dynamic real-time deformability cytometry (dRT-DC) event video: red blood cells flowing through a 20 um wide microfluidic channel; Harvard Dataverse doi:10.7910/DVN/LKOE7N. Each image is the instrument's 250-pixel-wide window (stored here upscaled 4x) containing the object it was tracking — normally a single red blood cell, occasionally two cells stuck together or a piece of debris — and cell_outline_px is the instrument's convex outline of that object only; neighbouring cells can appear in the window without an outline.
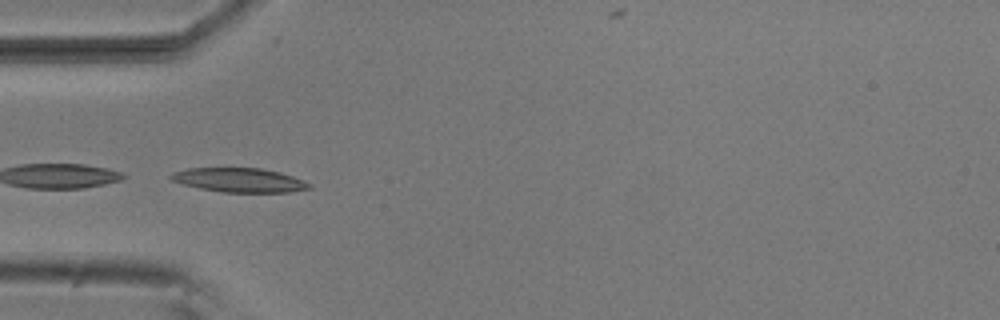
{"species": "common noctule bat (a hibernating species)", "species_latin": "Nyctalus noctula", "temperature_condition": "room temperature", "stored_images_in_passage": 7, "camera_frame_rate_fps": 3000, "um_per_image_px": 0.085, "animal": {"sex": "male", "body_mass_g": 20.5, "forearm_length_mm": 52.5}, "frame": {"image": 1, "passage_image": 5, "time_ms": 1.333, "image_size_px": [1000, 320], "cell_outline_px": [[312, 188], [292, 192], [220, 192], [200, 188], [184, 184], [172, 180], [168, 176], [172, 172], [188, 168], [260, 168], [280, 172], [304, 180], [312, 184]], "centroid_in_image_um": [20.37, 15.31], "position_along_channel_um": 64.6, "area_um2": 19.54}}
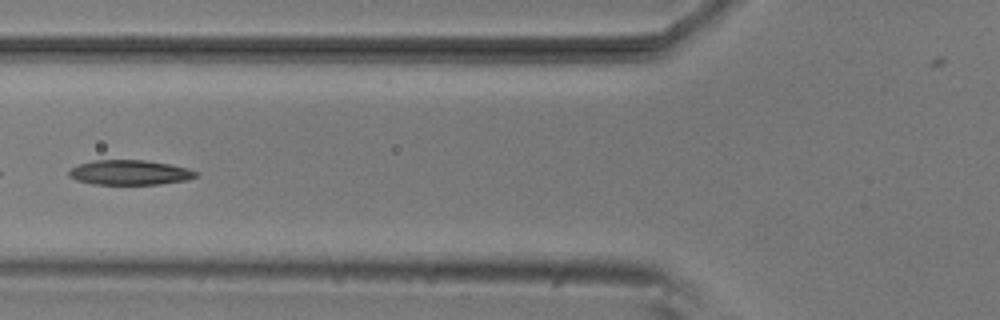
{"frame": {"image": 2, "passage_image": 6, "time_ms": 1.667, "image_size_px": [1000, 320], "cell_outline_px": [[200, 172], [196, 176], [188, 180], [160, 184], [92, 184], [76, 180], [68, 176], [68, 172], [72, 168], [80, 164], [92, 160], [144, 160], [168, 164], [188, 168]], "centroid_in_image_um": [11.04, 14.66], "position_along_channel_um": 114.8, "area_um2": 18.38}}
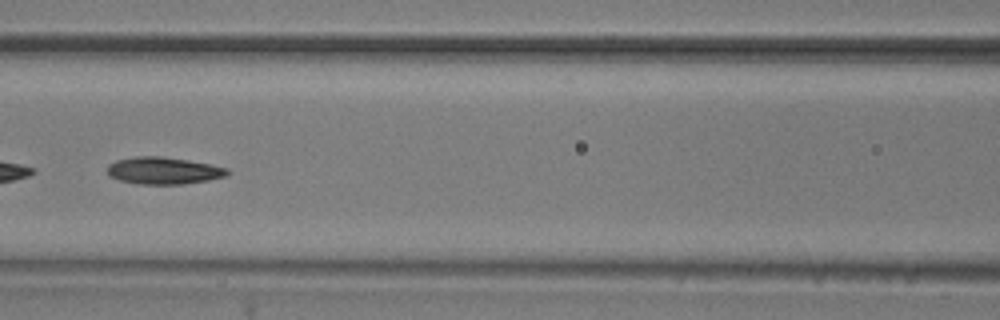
{"frame": {"image": 3, "passage_image": 7, "time_ms": 2.0, "image_size_px": [1000, 320], "cell_outline_px": [[228, 176], [208, 180], [184, 184], [140, 184], [120, 180], [108, 176], [108, 164], [116, 160], [136, 156], [160, 156], [188, 160], [212, 164], [228, 168]], "centroid_in_image_um": [13.91, 14.5], "position_along_channel_um": 152.7, "area_um2": 19.02}}